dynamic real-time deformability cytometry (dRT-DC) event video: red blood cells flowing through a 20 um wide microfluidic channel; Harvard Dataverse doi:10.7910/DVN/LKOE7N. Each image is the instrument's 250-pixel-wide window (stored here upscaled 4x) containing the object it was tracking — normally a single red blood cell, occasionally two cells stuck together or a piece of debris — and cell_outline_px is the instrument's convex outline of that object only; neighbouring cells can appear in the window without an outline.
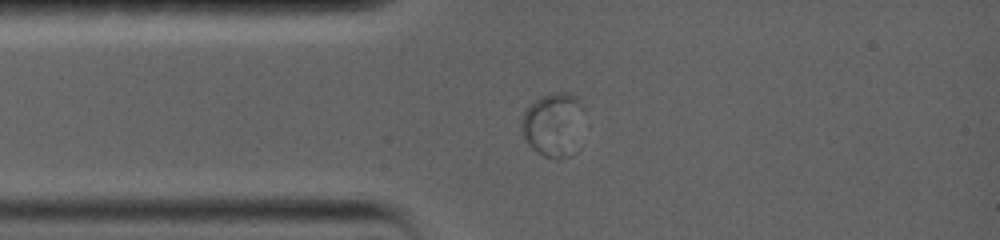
{"species": "common noctule bat (a hibernating species)", "species_latin": "Nyctalus noctula", "temperature_condition": "warm", "stored_images_in_passage": 29, "camera_frame_rate_fps": 5000, "um_per_image_px": 0.085, "animal": {"sex": "female", "body_mass_g": 19.0, "forearm_length_mm": 56.7}, "frame": {"image": 1, "passage_image": 5, "time_ms": 3.0, "image_size_px": [1000, 240], "cell_outline_px": [[584, 108], [556, 160], [544, 156], [536, 152], [528, 144], [524, 136], [520, 124], [524, 112], [536, 100], [552, 92], [568, 92], [576, 96]], "centroid_in_image_um": [46.83, 10.41], "position_along_channel_um": 38.2, "area_um2": 20.4}}
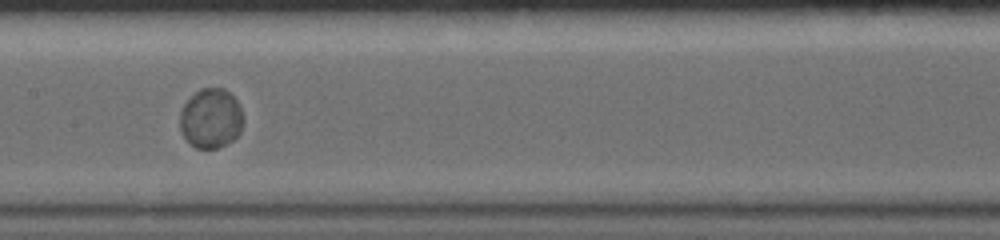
{"frame": {"image": 2, "passage_image": 13, "time_ms": 7.6, "image_size_px": [1000, 240], "cell_outline_px": [[240, 132], [232, 140], [216, 148], [196, 148], [180, 132], [180, 112], [184, 104], [200, 88], [224, 88], [236, 100], [240, 108]], "centroid_in_image_um": [17.88, 10.05], "position_along_channel_um": 189.5, "area_um2": 21.44}}
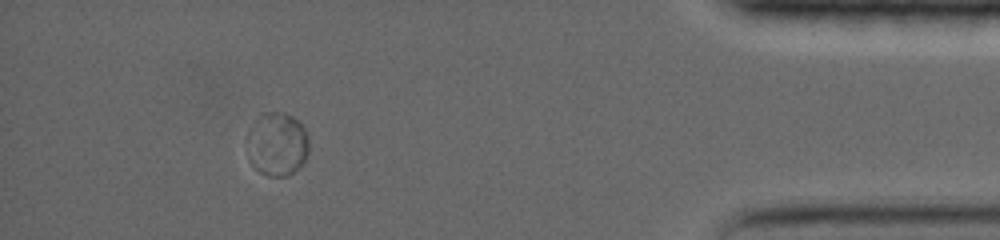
{"frame": {"image": 3, "passage_image": 25, "time_ms": 15.6, "image_size_px": [1000, 240], "cell_outline_px": [[308, 152], [300, 168], [288, 176], [268, 176], [260, 172], [248, 160], [248, 156], [256, 120], [264, 112], [284, 112], [292, 116], [304, 128], [308, 136]], "centroid_in_image_um": [23.64, 12.29], "position_along_channel_um": 411.6, "area_um2": 22.2}}